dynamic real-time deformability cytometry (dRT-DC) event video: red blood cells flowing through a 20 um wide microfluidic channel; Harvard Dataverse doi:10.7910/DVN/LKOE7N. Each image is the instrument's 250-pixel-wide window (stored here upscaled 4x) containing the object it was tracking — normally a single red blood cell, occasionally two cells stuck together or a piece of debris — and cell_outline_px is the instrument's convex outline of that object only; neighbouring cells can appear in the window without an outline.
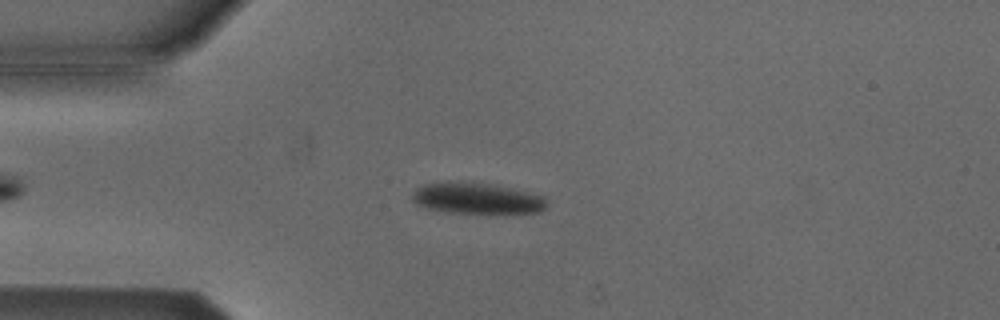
{"species": "Egyptian fruit bat (a non-hibernating species)", "species_latin": "Rousettus aegyptiacus", "temperature_condition": "cold", "stored_images_in_passage": 41, "camera_frame_rate_fps": 3000, "um_per_image_px": 0.085, "animal": {"sex": "male"}, "frame": {"image": 1, "passage_image": 5, "time_ms": 1.333, "image_size_px": [1000, 320], "cell_outline_px": [[548, 204], [540, 212], [504, 216], [452, 212], [428, 208], [416, 204], [412, 200], [412, 192], [416, 188], [424, 184], [460, 180], [488, 184], [508, 188], [544, 196]], "centroid_in_image_um": [40.57, 16.9], "position_along_channel_um": 44.4, "area_um2": 25.2}}
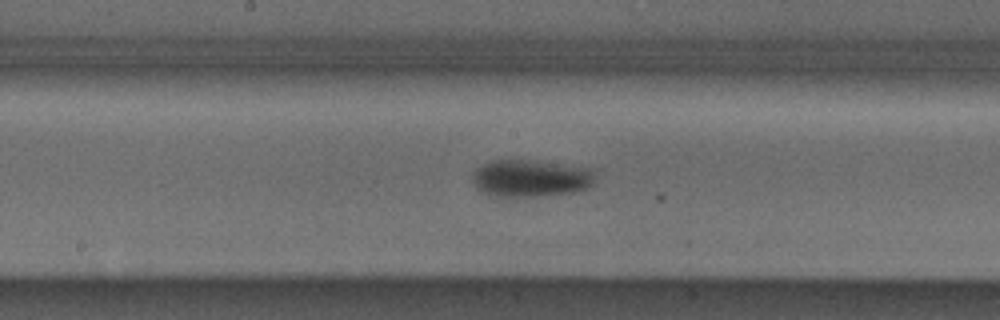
{"frame": {"image": 2, "passage_image": 19, "time_ms": 6.0, "image_size_px": [1000, 320], "cell_outline_px": [[600, 168], [596, 180], [588, 188], [572, 192], [528, 196], [492, 196], [476, 188], [472, 180], [472, 172], [476, 168], [492, 160], [528, 160]], "centroid_in_image_um": [45.19, 15.12], "position_along_channel_um": 203.0, "area_um2": 26.99}}
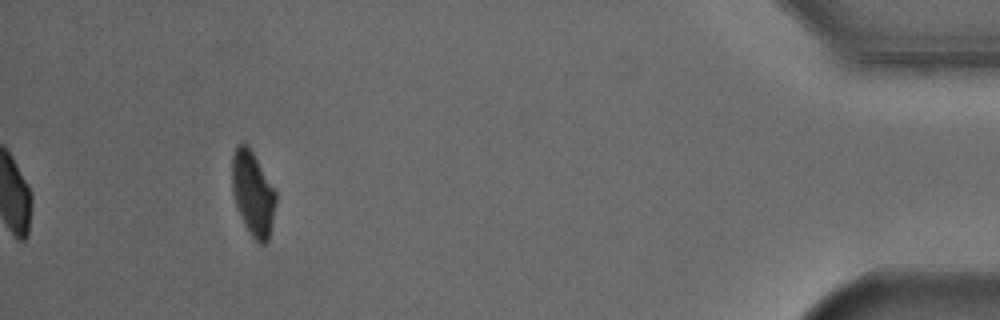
{"frame": {"image": 3, "passage_image": 41, "time_ms": 13.333, "image_size_px": [1000, 320], "cell_outline_px": [[276, 204], [268, 240], [264, 244], [260, 244], [252, 236], [244, 224], [236, 204], [232, 188], [232, 156], [236, 144], [244, 140], [248, 144], [276, 192]], "centroid_in_image_um": [21.48, 16.39], "position_along_channel_um": 413.7, "area_um2": 21.44}, "authors_computed_cell_mechanics": {"area_um2": 24.9696, "velocity_mm_per_s": 3.8024, "shape_relaxation_time_tau1_ms": 1.8917, "shape_relaxation_time_tau2_ms": null, "deformation_change_tau1": 0.1046, "deformation_change_tau2": null}}